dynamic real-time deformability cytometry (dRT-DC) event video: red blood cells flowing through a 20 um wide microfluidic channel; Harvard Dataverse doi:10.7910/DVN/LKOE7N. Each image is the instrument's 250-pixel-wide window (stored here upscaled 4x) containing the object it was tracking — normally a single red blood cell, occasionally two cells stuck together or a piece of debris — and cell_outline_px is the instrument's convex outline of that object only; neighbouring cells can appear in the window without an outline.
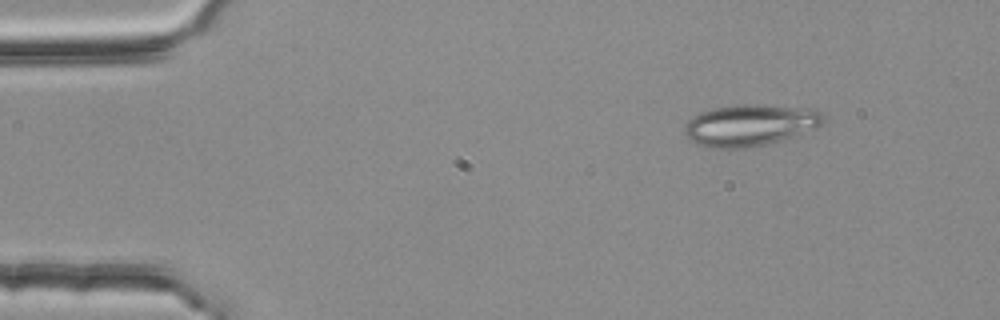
{"species": "common noctule bat (a hibernating species)", "species_latin": "Nyctalus noctula", "temperature_condition": "room temperature", "stored_images_in_passage": 48, "camera_frame_rate_fps": 3000, "um_per_image_px": 0.085, "animal": {"sex": "female", "body_mass_g": 25.1}, "frame": {"image": 1, "passage_image": 1, "time_ms": 0.0, "image_size_px": [1000, 320], "cell_outline_px": [[824, 120], [816, 128], [796, 136], [784, 140], [744, 148], [708, 148], [696, 144], [688, 140], [684, 132], [684, 128], [688, 120], [692, 116], [700, 112], [712, 108], [736, 104], [756, 104], [816, 108], [824, 116]], "centroid_in_image_um": [63.74, 10.63], "position_along_channel_um": 21.3, "area_um2": 34.16}}
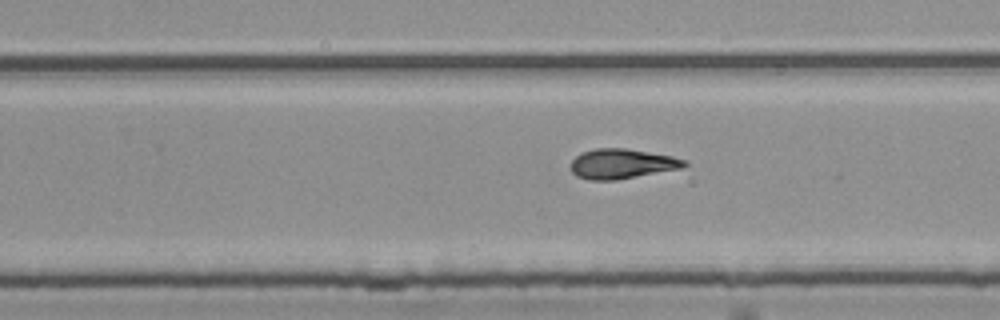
{"frame": {"image": 2, "passage_image": 28, "time_ms": 9.0, "image_size_px": [1000, 320], "cell_outline_px": [[688, 164], [680, 168], [616, 180], [588, 180], [576, 176], [572, 172], [572, 160], [576, 156], [584, 152], [596, 148], [624, 148], [672, 156], [688, 160]], "centroid_in_image_um": [52.86, 13.92], "position_along_channel_um": 276.9, "area_um2": 19.54}}
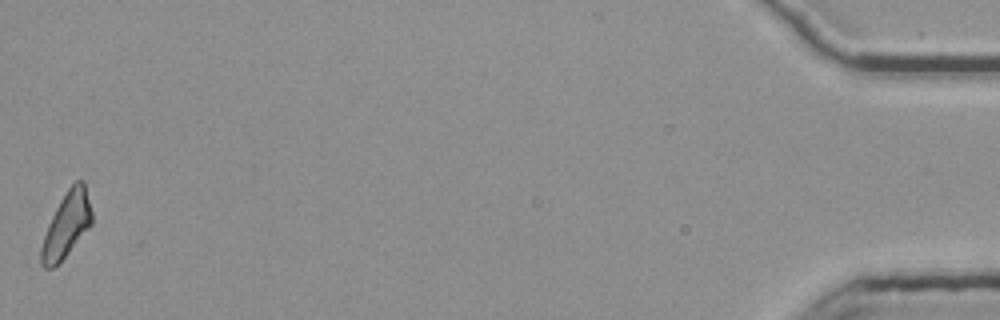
{"frame": {"image": 3, "passage_image": 48, "time_ms": 15.667, "image_size_px": [1000, 320], "cell_outline_px": [[92, 224], [68, 252], [52, 268], [44, 268], [40, 264], [40, 248], [48, 224], [60, 200], [68, 188], [76, 180], [84, 180], [92, 212]], "centroid_in_image_um": [5.65, 19.1], "position_along_channel_um": 429.5, "area_um2": 18.9}, "authors_computed_cell_mechanics": {"area_um2": 19.4786, "velocity_mm_per_s": 3.79, "shape_relaxation_time_tau1_ms": null, "shape_relaxation_time_tau2_ms": 6.7531, "deformation_change_tau1": null, "deformation_change_tau2": 0.1809}}